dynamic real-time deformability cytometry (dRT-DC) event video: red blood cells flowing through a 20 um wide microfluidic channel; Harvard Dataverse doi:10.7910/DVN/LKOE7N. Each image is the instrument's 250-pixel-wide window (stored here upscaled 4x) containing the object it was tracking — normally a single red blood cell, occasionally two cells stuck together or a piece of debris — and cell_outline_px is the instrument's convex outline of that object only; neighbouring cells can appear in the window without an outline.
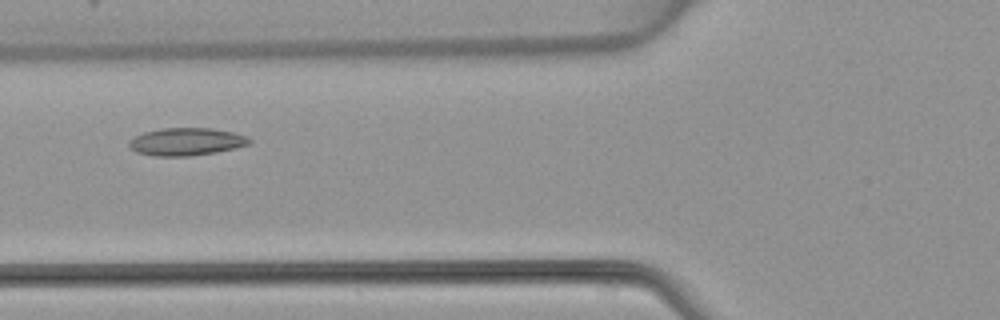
{"species": "common noctule bat (a hibernating species)", "species_latin": "Nyctalus noctula", "temperature_condition": "warm", "stored_images_in_passage": 2, "camera_frame_rate_fps": 3000, "um_per_image_px": 0.085, "animal": {"sex": "female", "body_mass_g": 22.7, "forearm_length_mm": 54.2}, "frame": {"image": 1, "passage_image": 2, "time_ms": 1.0, "image_size_px": [1000, 320], "cell_outline_px": [[252, 140], [248, 144], [236, 148], [216, 152], [188, 156], [152, 156], [136, 152], [128, 144], [128, 140], [144, 132], [160, 128], [212, 128], [232, 132], [248, 136]], "centroid_in_image_um": [15.83, 12.04], "position_along_channel_um": 110.0, "area_um2": 19.42}}